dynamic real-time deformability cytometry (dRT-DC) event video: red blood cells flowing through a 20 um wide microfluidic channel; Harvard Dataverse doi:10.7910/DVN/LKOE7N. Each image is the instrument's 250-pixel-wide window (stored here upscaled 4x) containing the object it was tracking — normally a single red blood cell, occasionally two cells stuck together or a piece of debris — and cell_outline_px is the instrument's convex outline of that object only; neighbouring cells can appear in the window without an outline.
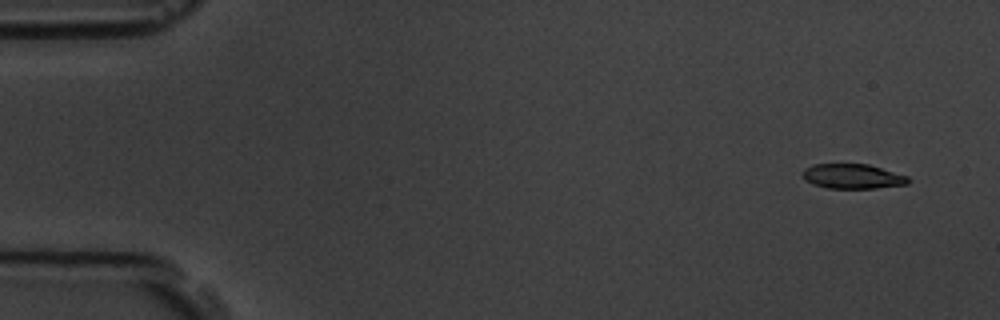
{"species": "common noctule bat (a hibernating species)", "species_latin": "Nyctalus noctula", "temperature_condition": "room temperature", "stored_images_in_passage": 5, "camera_frame_rate_fps": 3000, "um_per_image_px": 0.085, "animal": {"sex": "male", "body_mass_g": 19.5, "forearm_length_mm": 54.6}, "frame": {"image": 1, "passage_image": 2, "time_ms": 1.0, "image_size_px": [1000, 320], "cell_outline_px": [[912, 180], [908, 184], [876, 188], [828, 188], [812, 184], [804, 180], [804, 168], [812, 164], [868, 164], [908, 176]], "centroid_in_image_um": [72.49, 14.99], "position_along_channel_um": 12.5, "area_um2": 15.26}}
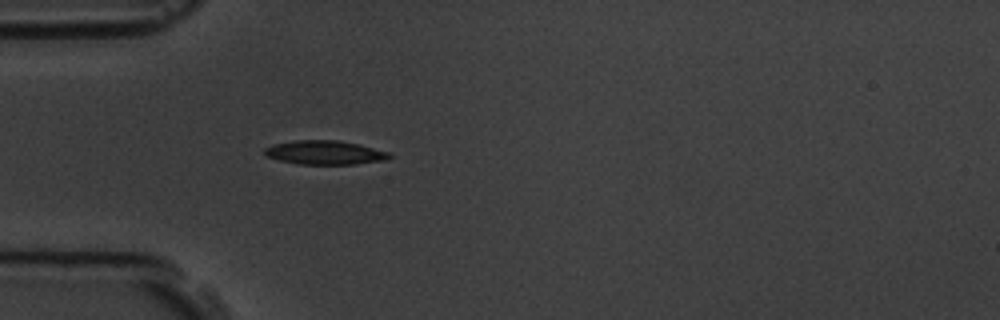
{"frame": {"image": 2, "passage_image": 5, "time_ms": 5.333, "image_size_px": [1000, 320], "cell_outline_px": [[392, 156], [388, 160], [352, 164], [300, 164], [280, 160], [268, 156], [264, 152], [264, 148], [272, 144], [292, 140], [340, 140], [360, 144], [388, 152]], "centroid_in_image_um": [27.62, 12.95], "position_along_channel_um": 57.4, "area_um2": 17.46}}